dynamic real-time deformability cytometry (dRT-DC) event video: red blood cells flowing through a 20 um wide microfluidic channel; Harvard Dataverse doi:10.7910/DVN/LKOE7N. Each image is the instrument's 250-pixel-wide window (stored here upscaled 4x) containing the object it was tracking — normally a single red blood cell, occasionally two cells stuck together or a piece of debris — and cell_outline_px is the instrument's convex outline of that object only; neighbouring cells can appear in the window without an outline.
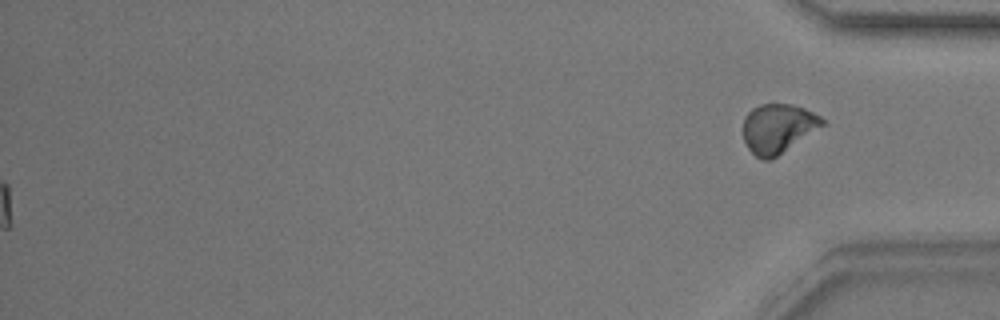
{"species": "common noctule bat (a hibernating species)", "species_latin": "Nyctalus noctula", "temperature_condition": "warm", "stored_images_in_passage": 43, "segment_of_instrument_passage": [2, 2], "camera_frame_rate_fps": 3000, "um_per_image_px": 0.085, "animal": {"sex": "male", "body_mass_g": 17.9}, "frame": {"image": 1, "passage_image": 43, "time_ms": 14.0, "image_size_px": [1000, 320], "cell_outline_px": [[824, 124], [776, 156], [768, 160], [760, 160], [748, 148], [744, 140], [744, 116], [752, 108], [760, 104], [792, 104], [804, 108], [820, 116], [824, 120]], "centroid_in_image_um": [66.09, 10.89], "position_along_channel_um": 369.1, "area_um2": 22.25}}